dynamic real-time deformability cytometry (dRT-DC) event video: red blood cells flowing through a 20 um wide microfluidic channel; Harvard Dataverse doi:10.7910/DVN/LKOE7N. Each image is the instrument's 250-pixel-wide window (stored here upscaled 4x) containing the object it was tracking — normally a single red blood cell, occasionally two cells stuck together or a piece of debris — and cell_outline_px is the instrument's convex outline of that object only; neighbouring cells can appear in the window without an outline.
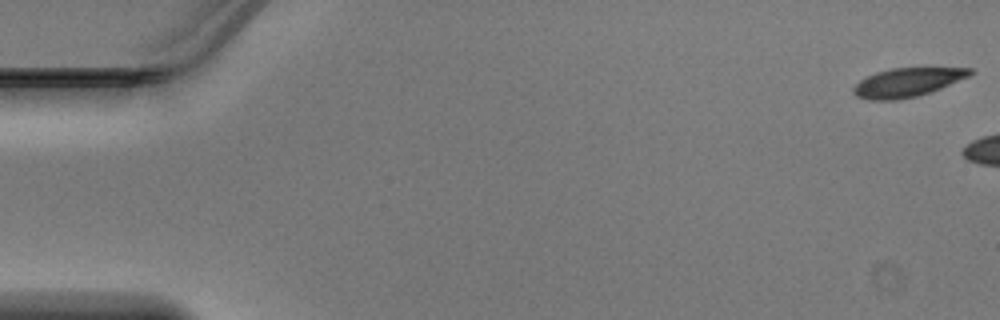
{"species": "Egyptian fruit bat (a non-hibernating species)", "species_latin": "Rousettus aegyptiacus", "temperature_condition": "warm", "stored_images_in_passage": 5, "camera_frame_rate_fps": 3000, "um_per_image_px": 0.085, "animal": {"sex": "male"}, "frame": {"image": 1, "passage_image": 1, "time_ms": 0.0, "image_size_px": [1000, 320], "cell_outline_px": [[972, 72], [968, 76], [940, 88], [916, 96], [896, 100], [868, 100], [856, 96], [852, 92], [852, 88], [860, 80], [876, 72], [892, 68], [972, 68]], "centroid_in_image_um": [77.05, 7.01], "position_along_channel_um": 7.9, "area_um2": 19.25}}